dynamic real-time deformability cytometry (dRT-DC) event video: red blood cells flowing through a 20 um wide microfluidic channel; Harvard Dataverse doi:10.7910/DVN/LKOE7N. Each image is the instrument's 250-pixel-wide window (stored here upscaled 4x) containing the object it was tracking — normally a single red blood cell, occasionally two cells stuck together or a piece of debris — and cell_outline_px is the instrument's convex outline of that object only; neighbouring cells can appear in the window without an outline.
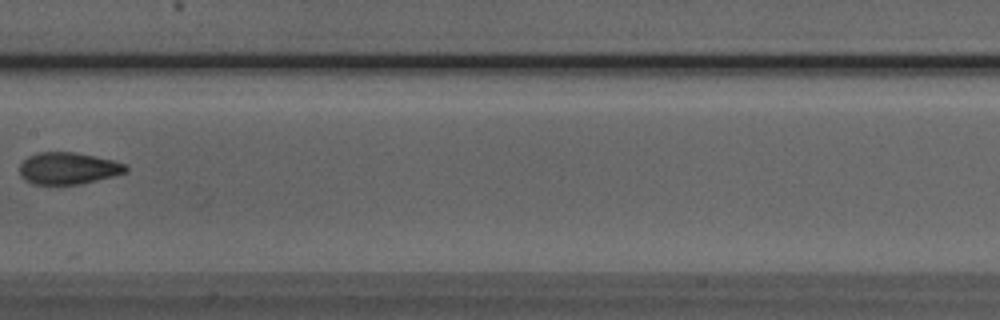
{"species": "Egyptian fruit bat (a non-hibernating species)", "species_latin": "Rousettus aegyptiacus", "temperature_condition": "room temperature", "stored_images_in_passage": 7, "camera_frame_rate_fps": 3000, "um_per_image_px": 0.085, "animal": {"sex": "male"}, "frame": {"image": 1, "passage_image": 7, "time_ms": 2.0, "image_size_px": [1000, 320], "cell_outline_px": [[128, 172], [116, 176], [80, 184], [32, 184], [24, 180], [20, 176], [20, 164], [28, 156], [36, 152], [76, 152], [112, 160], [124, 164], [128, 168]], "centroid_in_image_um": [5.79, 14.31], "position_along_channel_um": 201.6, "area_um2": 19.88}}